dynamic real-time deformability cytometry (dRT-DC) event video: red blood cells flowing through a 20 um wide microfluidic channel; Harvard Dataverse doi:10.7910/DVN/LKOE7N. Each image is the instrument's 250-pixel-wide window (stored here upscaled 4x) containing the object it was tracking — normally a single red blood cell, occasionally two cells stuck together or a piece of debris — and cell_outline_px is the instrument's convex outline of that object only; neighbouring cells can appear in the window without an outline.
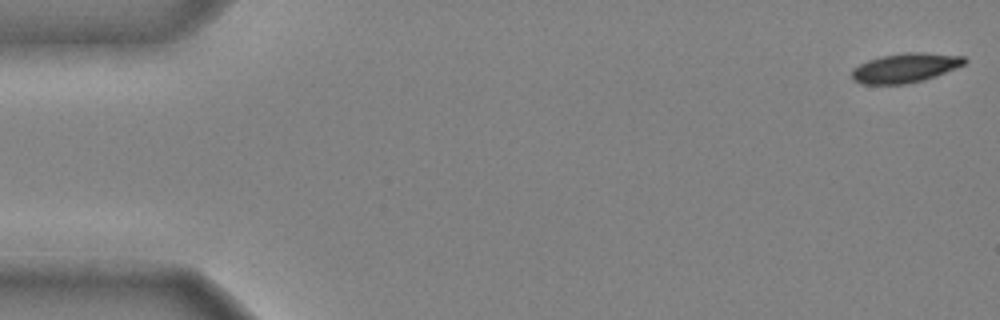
{"species": "common noctule bat (a hibernating species)", "species_latin": "Nyctalus noctula", "temperature_condition": "cold", "stored_images_in_passage": 45, "camera_frame_rate_fps": 3000, "um_per_image_px": 0.085, "animal": {"sex": "male", "body_mass_g": 20.4}, "frame": {"image": 1, "passage_image": 1, "time_ms": 0.0, "image_size_px": [1000, 320], "cell_outline_px": [[968, 60], [964, 64], [956, 68], [936, 76], [924, 80], [904, 84], [860, 84], [852, 80], [852, 68], [868, 60], [884, 56], [908, 52], [920, 52], [964, 56]], "centroid_in_image_um": [76.94, 5.78], "position_along_channel_um": 8.1, "area_um2": 19.25}}
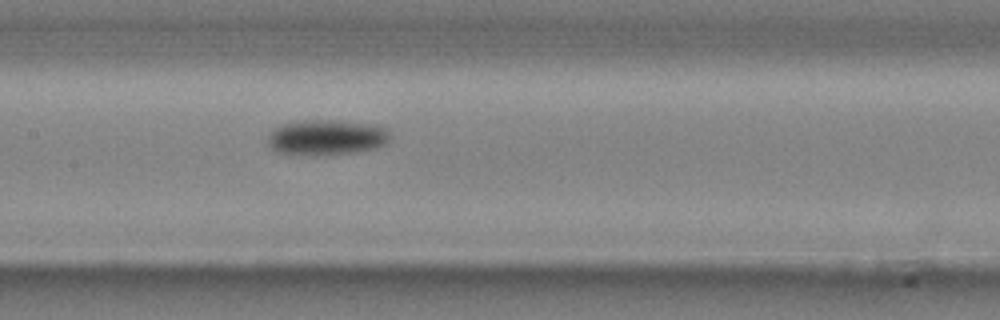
{"frame": {"image": 2, "passage_image": 24, "time_ms": 7.667, "image_size_px": [1000, 320], "cell_outline_px": [[392, 136], [388, 144], [380, 148], [356, 152], [280, 152], [272, 148], [268, 144], [268, 136], [272, 128], [284, 124], [304, 120], [332, 120], [376, 124], [388, 128]], "centroid_in_image_um": [27.89, 11.62], "position_along_channel_um": 179.5, "area_um2": 24.68}}
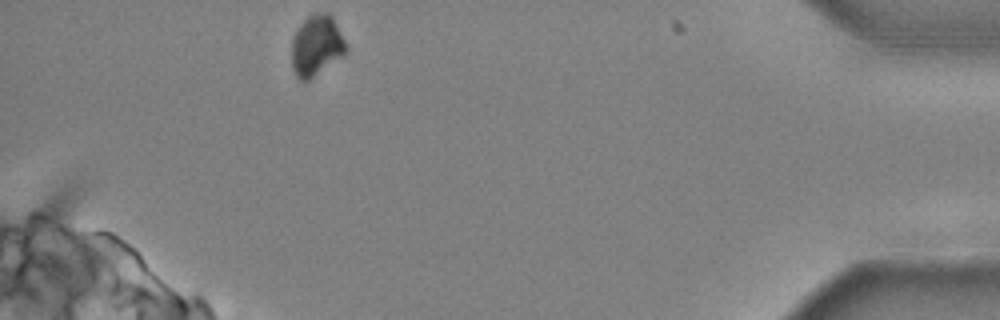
{"frame": {"image": 3, "passage_image": 45, "time_ms": 14.667, "image_size_px": [1000, 320], "cell_outline_px": [[344, 56], [308, 80], [300, 80], [296, 76], [292, 68], [292, 40], [300, 24], [312, 12], [328, 12], [332, 16], [344, 40]], "centroid_in_image_um": [26.88, 3.86], "position_along_channel_um": 408.3, "area_um2": 19.02}, "authors_computed_cell_mechanics": {"area_um2": 22.253, "velocity_mm_per_s": 3.9589, "shape_relaxation_time_tau1_ms": 3.3593, "shape_relaxation_time_tau2_ms": null, "deformation_change_tau1": 0.1265, "deformation_change_tau2": null}}